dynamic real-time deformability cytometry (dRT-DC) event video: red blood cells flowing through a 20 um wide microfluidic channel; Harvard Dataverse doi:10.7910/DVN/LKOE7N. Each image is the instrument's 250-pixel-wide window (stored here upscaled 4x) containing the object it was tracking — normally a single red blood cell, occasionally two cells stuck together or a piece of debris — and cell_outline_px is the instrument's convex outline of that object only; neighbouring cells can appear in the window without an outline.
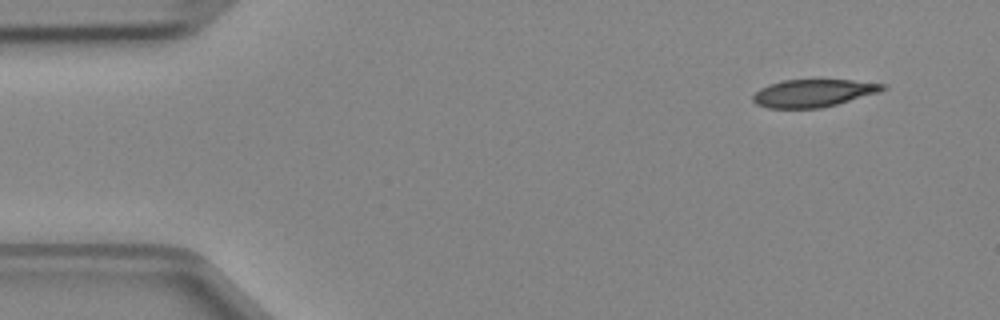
{"species": "Egyptian fruit bat (a non-hibernating species)", "species_latin": "Rousettus aegyptiacus", "temperature_condition": "cold", "stored_images_in_passage": 3, "camera_frame_rate_fps": 3000, "um_per_image_px": 0.085, "animal": {"sex": "female"}, "frame": {"image": 1, "passage_image": 1, "time_ms": 0.0, "image_size_px": [1000, 320], "cell_outline_px": [[888, 88], [880, 92], [836, 104], [820, 108], [768, 108], [756, 104], [752, 100], [752, 96], [760, 88], [768, 84], [784, 80], [852, 80], [888, 84]], "centroid_in_image_um": [69.15, 7.91], "position_along_channel_um": 15.9, "area_um2": 20.92}}
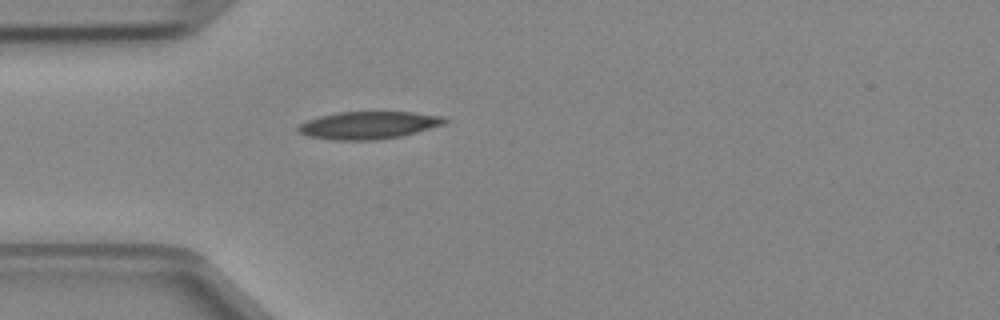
{"frame": {"image": 2, "passage_image": 3, "time_ms": 0.667, "image_size_px": [1000, 320], "cell_outline_px": [[448, 120], [444, 124], [416, 132], [400, 136], [376, 140], [332, 140], [308, 136], [300, 132], [296, 128], [300, 124], [308, 120], [320, 116], [340, 112], [412, 112], [444, 116]], "centroid_in_image_um": [31.33, 10.64], "position_along_channel_um": 53.7, "area_um2": 23.35}}